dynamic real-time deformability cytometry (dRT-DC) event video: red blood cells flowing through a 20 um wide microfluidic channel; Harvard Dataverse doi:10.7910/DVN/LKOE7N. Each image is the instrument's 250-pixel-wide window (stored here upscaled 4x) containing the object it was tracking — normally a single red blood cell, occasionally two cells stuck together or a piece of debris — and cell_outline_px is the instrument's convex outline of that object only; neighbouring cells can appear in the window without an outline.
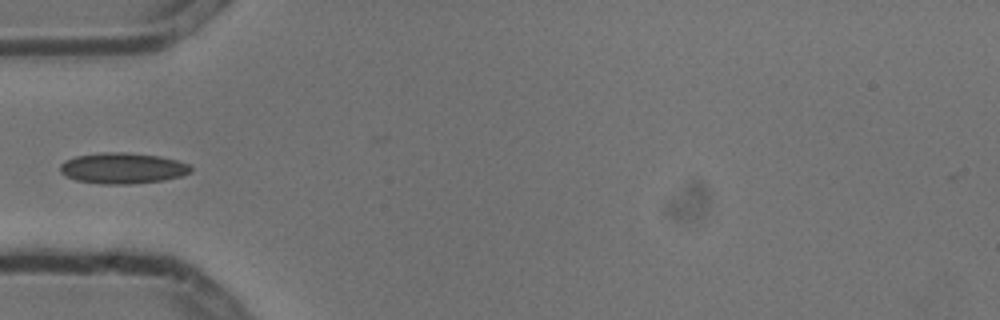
{"species": "common noctule bat (a hibernating species)", "species_latin": "Nyctalus noctula", "temperature_condition": "cold", "stored_images_in_passage": 6, "camera_frame_rate_fps": 3000, "um_per_image_px": 0.085, "animal": {"sex": "male", "body_mass_g": 13.3}, "frame": {"image": 1, "passage_image": 6, "time_ms": 1.667, "image_size_px": [1000, 320], "cell_outline_px": [[192, 172], [184, 176], [164, 180], [128, 184], [100, 184], [76, 180], [64, 176], [60, 172], [60, 164], [64, 160], [76, 156], [100, 152], [128, 152], [160, 156], [176, 160], [188, 164], [192, 168]], "centroid_in_image_um": [10.42, 14.29], "position_along_channel_um": 74.6, "area_um2": 23.81}}